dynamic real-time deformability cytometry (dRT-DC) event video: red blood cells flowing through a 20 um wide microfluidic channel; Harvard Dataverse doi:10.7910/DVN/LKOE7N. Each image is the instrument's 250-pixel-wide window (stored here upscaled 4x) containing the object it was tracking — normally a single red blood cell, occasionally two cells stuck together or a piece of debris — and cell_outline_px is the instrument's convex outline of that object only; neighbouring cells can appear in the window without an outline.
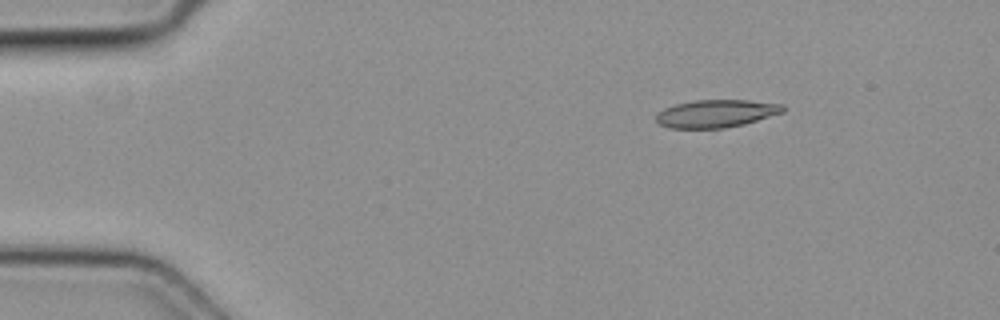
{"species": "common noctule bat (a hibernating species)", "species_latin": "Nyctalus noctula", "temperature_condition": "cold", "stored_images_in_passage": 4, "camera_frame_rate_fps": 3000, "um_per_image_px": 0.085, "animal": {"sex": "female", "body_mass_g": 19.3, "forearm_length_mm": 54.1}, "frame": {"image": 1, "passage_image": 2, "time_ms": 0.333, "image_size_px": [1000, 320], "cell_outline_px": [[784, 112], [744, 124], [724, 128], [668, 128], [660, 124], [656, 120], [656, 112], [664, 108], [676, 104], [696, 100], [748, 100], [784, 104]], "centroid_in_image_um": [60.86, 9.65], "position_along_channel_um": 24.1, "area_um2": 20.52}}